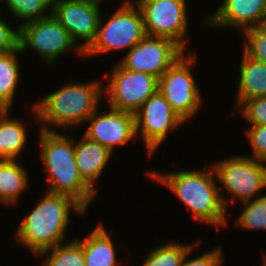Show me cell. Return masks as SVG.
<instances>
[{"label":"cell","mask_w":266,"mask_h":266,"mask_svg":"<svg viewBox=\"0 0 266 266\" xmlns=\"http://www.w3.org/2000/svg\"><path fill=\"white\" fill-rule=\"evenodd\" d=\"M81 82H67L31 105L29 111L39 129L58 131L62 128L65 132L67 128L72 130L74 126L84 125L104 99V83L100 79Z\"/></svg>","instance_id":"obj_1"},{"label":"cell","mask_w":266,"mask_h":266,"mask_svg":"<svg viewBox=\"0 0 266 266\" xmlns=\"http://www.w3.org/2000/svg\"><path fill=\"white\" fill-rule=\"evenodd\" d=\"M205 169V170H204ZM151 180L169 189L188 207L192 219L206 226L221 228L229 225L212 165L206 169L147 172ZM159 182V183H158Z\"/></svg>","instance_id":"obj_2"},{"label":"cell","mask_w":266,"mask_h":266,"mask_svg":"<svg viewBox=\"0 0 266 266\" xmlns=\"http://www.w3.org/2000/svg\"><path fill=\"white\" fill-rule=\"evenodd\" d=\"M36 206L21 219L14 238L33 256L64 243L71 214L84 216L86 211L72 198L44 192ZM71 213V214H70Z\"/></svg>","instance_id":"obj_3"},{"label":"cell","mask_w":266,"mask_h":266,"mask_svg":"<svg viewBox=\"0 0 266 266\" xmlns=\"http://www.w3.org/2000/svg\"><path fill=\"white\" fill-rule=\"evenodd\" d=\"M67 132L39 130L40 160L48 179L45 191L68 196L87 212L97 192L80 176L75 161L74 138Z\"/></svg>","instance_id":"obj_4"},{"label":"cell","mask_w":266,"mask_h":266,"mask_svg":"<svg viewBox=\"0 0 266 266\" xmlns=\"http://www.w3.org/2000/svg\"><path fill=\"white\" fill-rule=\"evenodd\" d=\"M222 159L210 165L219 181L218 185H221L218 186L219 193L227 211L229 205H236L237 199L241 203L251 201L260 197L261 191H266V162L238 153ZM224 192L230 195L227 197Z\"/></svg>","instance_id":"obj_5"},{"label":"cell","mask_w":266,"mask_h":266,"mask_svg":"<svg viewBox=\"0 0 266 266\" xmlns=\"http://www.w3.org/2000/svg\"><path fill=\"white\" fill-rule=\"evenodd\" d=\"M119 3L112 15L106 14L109 18L104 20L106 17L101 14L96 37L84 52L85 58L119 50L128 52L147 35L138 5L124 0Z\"/></svg>","instance_id":"obj_6"},{"label":"cell","mask_w":266,"mask_h":266,"mask_svg":"<svg viewBox=\"0 0 266 266\" xmlns=\"http://www.w3.org/2000/svg\"><path fill=\"white\" fill-rule=\"evenodd\" d=\"M197 59L196 52H185L158 79V90L185 123L194 119L203 105L200 87L191 72Z\"/></svg>","instance_id":"obj_7"},{"label":"cell","mask_w":266,"mask_h":266,"mask_svg":"<svg viewBox=\"0 0 266 266\" xmlns=\"http://www.w3.org/2000/svg\"><path fill=\"white\" fill-rule=\"evenodd\" d=\"M19 29V46L22 53L33 50L40 57L39 60L42 59L48 67L52 64L55 66L59 57L70 50H73L77 57H84V53L73 42L68 31L52 14L43 19L27 22Z\"/></svg>","instance_id":"obj_8"},{"label":"cell","mask_w":266,"mask_h":266,"mask_svg":"<svg viewBox=\"0 0 266 266\" xmlns=\"http://www.w3.org/2000/svg\"><path fill=\"white\" fill-rule=\"evenodd\" d=\"M111 68L103 96L112 109L135 114L158 90V79L150 74L130 71L118 61Z\"/></svg>","instance_id":"obj_9"},{"label":"cell","mask_w":266,"mask_h":266,"mask_svg":"<svg viewBox=\"0 0 266 266\" xmlns=\"http://www.w3.org/2000/svg\"><path fill=\"white\" fill-rule=\"evenodd\" d=\"M187 0H144L138 4L147 35L165 37L178 44L185 52L190 49L188 38Z\"/></svg>","instance_id":"obj_10"},{"label":"cell","mask_w":266,"mask_h":266,"mask_svg":"<svg viewBox=\"0 0 266 266\" xmlns=\"http://www.w3.org/2000/svg\"><path fill=\"white\" fill-rule=\"evenodd\" d=\"M134 115L136 137L141 136L146 155L150 158L164 144L170 131L175 132L185 125L159 90L150 96Z\"/></svg>","instance_id":"obj_11"},{"label":"cell","mask_w":266,"mask_h":266,"mask_svg":"<svg viewBox=\"0 0 266 266\" xmlns=\"http://www.w3.org/2000/svg\"><path fill=\"white\" fill-rule=\"evenodd\" d=\"M102 0H53L52 15L84 53L94 42ZM78 42V41H80Z\"/></svg>","instance_id":"obj_12"},{"label":"cell","mask_w":266,"mask_h":266,"mask_svg":"<svg viewBox=\"0 0 266 266\" xmlns=\"http://www.w3.org/2000/svg\"><path fill=\"white\" fill-rule=\"evenodd\" d=\"M185 51L174 41L146 35L119 63L130 71L150 74L159 79Z\"/></svg>","instance_id":"obj_13"},{"label":"cell","mask_w":266,"mask_h":266,"mask_svg":"<svg viewBox=\"0 0 266 266\" xmlns=\"http://www.w3.org/2000/svg\"><path fill=\"white\" fill-rule=\"evenodd\" d=\"M98 108L84 123L88 124L84 135L87 139L99 143L114 153L117 146L126 147L130 141H136L135 115L129 112L108 108Z\"/></svg>","instance_id":"obj_14"},{"label":"cell","mask_w":266,"mask_h":266,"mask_svg":"<svg viewBox=\"0 0 266 266\" xmlns=\"http://www.w3.org/2000/svg\"><path fill=\"white\" fill-rule=\"evenodd\" d=\"M201 23L209 28H234L241 33L249 28L264 25L266 0H223L221 5Z\"/></svg>","instance_id":"obj_15"},{"label":"cell","mask_w":266,"mask_h":266,"mask_svg":"<svg viewBox=\"0 0 266 266\" xmlns=\"http://www.w3.org/2000/svg\"><path fill=\"white\" fill-rule=\"evenodd\" d=\"M79 141L74 139L75 161L83 180L94 190L96 182L100 181L103 171L113 156L106 147L87 139L84 135Z\"/></svg>","instance_id":"obj_16"},{"label":"cell","mask_w":266,"mask_h":266,"mask_svg":"<svg viewBox=\"0 0 266 266\" xmlns=\"http://www.w3.org/2000/svg\"><path fill=\"white\" fill-rule=\"evenodd\" d=\"M88 233L83 239L77 237L83 246L85 266H123L117 262L113 237L102 222Z\"/></svg>","instance_id":"obj_17"},{"label":"cell","mask_w":266,"mask_h":266,"mask_svg":"<svg viewBox=\"0 0 266 266\" xmlns=\"http://www.w3.org/2000/svg\"><path fill=\"white\" fill-rule=\"evenodd\" d=\"M242 53L234 110L245 100L266 96V63Z\"/></svg>","instance_id":"obj_18"},{"label":"cell","mask_w":266,"mask_h":266,"mask_svg":"<svg viewBox=\"0 0 266 266\" xmlns=\"http://www.w3.org/2000/svg\"><path fill=\"white\" fill-rule=\"evenodd\" d=\"M11 112L12 109L0 110V160H18L27 149V123L10 116Z\"/></svg>","instance_id":"obj_19"},{"label":"cell","mask_w":266,"mask_h":266,"mask_svg":"<svg viewBox=\"0 0 266 266\" xmlns=\"http://www.w3.org/2000/svg\"><path fill=\"white\" fill-rule=\"evenodd\" d=\"M30 179L25 166L18 160H0V204H18L23 193L29 190Z\"/></svg>","instance_id":"obj_20"},{"label":"cell","mask_w":266,"mask_h":266,"mask_svg":"<svg viewBox=\"0 0 266 266\" xmlns=\"http://www.w3.org/2000/svg\"><path fill=\"white\" fill-rule=\"evenodd\" d=\"M20 53L22 54V51L19 46L15 51L0 54V110H11L14 105L16 89L21 78V64L18 58Z\"/></svg>","instance_id":"obj_21"},{"label":"cell","mask_w":266,"mask_h":266,"mask_svg":"<svg viewBox=\"0 0 266 266\" xmlns=\"http://www.w3.org/2000/svg\"><path fill=\"white\" fill-rule=\"evenodd\" d=\"M42 266H85L82 243L76 238L39 253Z\"/></svg>","instance_id":"obj_22"},{"label":"cell","mask_w":266,"mask_h":266,"mask_svg":"<svg viewBox=\"0 0 266 266\" xmlns=\"http://www.w3.org/2000/svg\"><path fill=\"white\" fill-rule=\"evenodd\" d=\"M3 2L7 6L6 9L8 8L7 12L19 20L17 23L19 28L27 22L46 18L52 13L53 0H3Z\"/></svg>","instance_id":"obj_23"},{"label":"cell","mask_w":266,"mask_h":266,"mask_svg":"<svg viewBox=\"0 0 266 266\" xmlns=\"http://www.w3.org/2000/svg\"><path fill=\"white\" fill-rule=\"evenodd\" d=\"M171 241V242H170ZM148 252L140 266H180L187 250L194 244L170 240Z\"/></svg>","instance_id":"obj_24"},{"label":"cell","mask_w":266,"mask_h":266,"mask_svg":"<svg viewBox=\"0 0 266 266\" xmlns=\"http://www.w3.org/2000/svg\"><path fill=\"white\" fill-rule=\"evenodd\" d=\"M241 204L244 208L235 218V228L244 231H266V194Z\"/></svg>","instance_id":"obj_25"},{"label":"cell","mask_w":266,"mask_h":266,"mask_svg":"<svg viewBox=\"0 0 266 266\" xmlns=\"http://www.w3.org/2000/svg\"><path fill=\"white\" fill-rule=\"evenodd\" d=\"M243 52L254 60L266 63V27L257 26L242 32Z\"/></svg>","instance_id":"obj_26"},{"label":"cell","mask_w":266,"mask_h":266,"mask_svg":"<svg viewBox=\"0 0 266 266\" xmlns=\"http://www.w3.org/2000/svg\"><path fill=\"white\" fill-rule=\"evenodd\" d=\"M201 240H195L194 244L187 250L180 266H223L225 254L219 245L212 248L211 251H204L202 254L190 258V255L193 254L192 251H197L196 248L201 244Z\"/></svg>","instance_id":"obj_27"},{"label":"cell","mask_w":266,"mask_h":266,"mask_svg":"<svg viewBox=\"0 0 266 266\" xmlns=\"http://www.w3.org/2000/svg\"><path fill=\"white\" fill-rule=\"evenodd\" d=\"M240 113L250 125H266V96L255 97L243 101L235 110Z\"/></svg>","instance_id":"obj_28"},{"label":"cell","mask_w":266,"mask_h":266,"mask_svg":"<svg viewBox=\"0 0 266 266\" xmlns=\"http://www.w3.org/2000/svg\"><path fill=\"white\" fill-rule=\"evenodd\" d=\"M244 134L250 143L251 158L266 162V125H248Z\"/></svg>","instance_id":"obj_29"},{"label":"cell","mask_w":266,"mask_h":266,"mask_svg":"<svg viewBox=\"0 0 266 266\" xmlns=\"http://www.w3.org/2000/svg\"><path fill=\"white\" fill-rule=\"evenodd\" d=\"M14 28L0 16V54L15 51L19 47L20 29L18 26Z\"/></svg>","instance_id":"obj_30"},{"label":"cell","mask_w":266,"mask_h":266,"mask_svg":"<svg viewBox=\"0 0 266 266\" xmlns=\"http://www.w3.org/2000/svg\"><path fill=\"white\" fill-rule=\"evenodd\" d=\"M125 2H128V3H131V4H136L138 5L141 1H144V0H124Z\"/></svg>","instance_id":"obj_31"},{"label":"cell","mask_w":266,"mask_h":266,"mask_svg":"<svg viewBox=\"0 0 266 266\" xmlns=\"http://www.w3.org/2000/svg\"><path fill=\"white\" fill-rule=\"evenodd\" d=\"M264 254H262V265L261 266H266V253L265 252H263Z\"/></svg>","instance_id":"obj_32"}]
</instances>
